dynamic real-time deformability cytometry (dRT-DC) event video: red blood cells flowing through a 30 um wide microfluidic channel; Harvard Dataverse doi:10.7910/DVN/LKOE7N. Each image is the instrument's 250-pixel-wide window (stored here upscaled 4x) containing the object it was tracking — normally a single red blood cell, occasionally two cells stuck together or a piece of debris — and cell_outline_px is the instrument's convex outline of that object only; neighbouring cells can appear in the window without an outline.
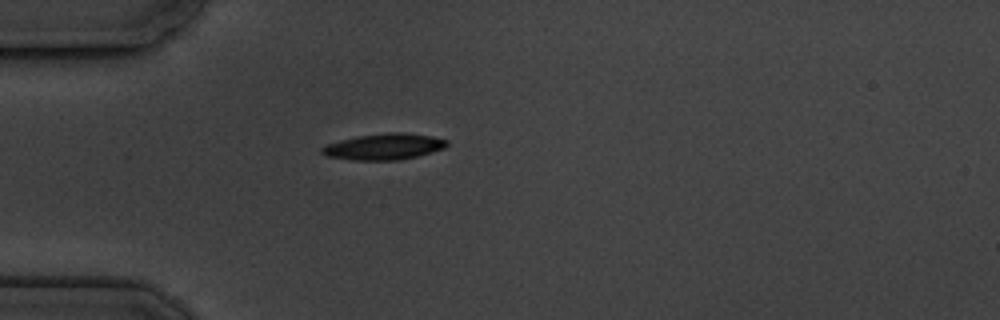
{"species": "common noctule bat (a hibernating species)", "species_latin": "Nyctalus noctula", "temperature_condition": "cold", "stored_images_in_passage": 2, "camera_frame_rate_fps": 3000, "um_per_image_px": 0.085, "animal": {"sex": "male", "body_mass_g": 19.5, "forearm_length_mm": 54.6}, "frame": {"image": 1, "passage_image": 1, "time_ms": 0.0, "image_size_px": [1000, 320], "cell_outline_px": [[448, 144], [444, 148], [432, 152], [400, 160], [352, 160], [324, 156], [320, 152], [320, 148], [328, 144], [340, 140], [360, 136], [392, 132], [400, 132], [432, 136], [448, 140]], "centroid_in_image_um": [32.63, 12.47], "position_along_channel_um": 52.4, "area_um2": 18.96}}